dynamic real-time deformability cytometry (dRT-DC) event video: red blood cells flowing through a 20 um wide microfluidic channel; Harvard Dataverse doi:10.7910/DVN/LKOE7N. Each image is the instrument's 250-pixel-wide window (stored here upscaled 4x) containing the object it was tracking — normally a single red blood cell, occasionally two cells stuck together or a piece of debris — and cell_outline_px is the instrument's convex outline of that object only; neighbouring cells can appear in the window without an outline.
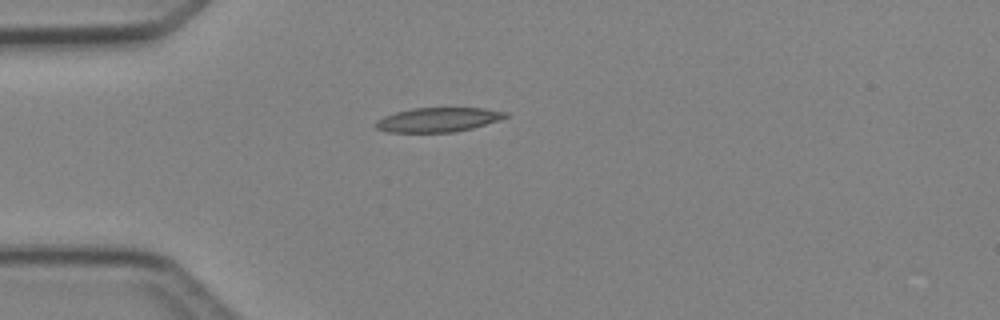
{"species": "Egyptian fruit bat (a non-hibernating species)", "species_latin": "Rousettus aegyptiacus", "temperature_condition": "cold", "stored_images_in_passage": 2, "camera_frame_rate_fps": 3000, "um_per_image_px": 0.085, "animal": {"sex": "female"}, "frame": {"image": 1, "passage_image": 1, "time_ms": 0.0, "image_size_px": [1000, 320], "cell_outline_px": [[508, 116], [500, 120], [472, 128], [456, 132], [388, 132], [376, 128], [372, 124], [376, 120], [384, 116], [396, 112], [412, 108], [484, 108], [508, 112]], "centroid_in_image_um": [37.22, 10.17], "position_along_channel_um": 47.8, "area_um2": 18.5}}